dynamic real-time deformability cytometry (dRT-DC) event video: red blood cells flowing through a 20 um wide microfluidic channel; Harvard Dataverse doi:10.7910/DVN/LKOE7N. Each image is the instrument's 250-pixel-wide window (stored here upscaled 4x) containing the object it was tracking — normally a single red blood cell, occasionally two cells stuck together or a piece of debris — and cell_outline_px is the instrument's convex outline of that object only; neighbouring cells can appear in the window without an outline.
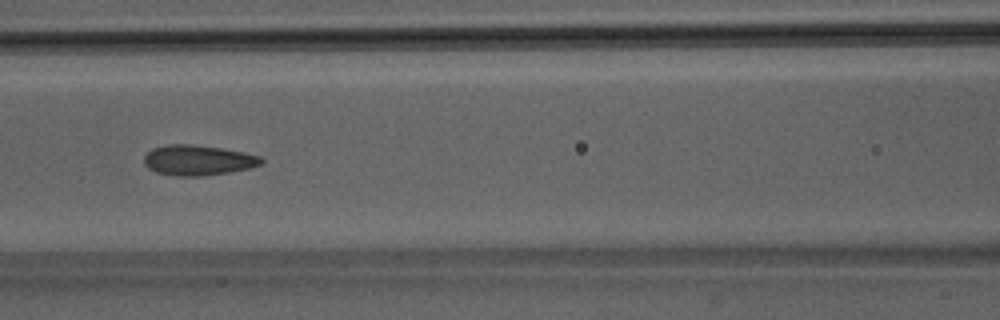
{"species": "Egyptian fruit bat (a non-hibernating species)", "species_latin": "Rousettus aegyptiacus", "temperature_condition": "room temperature", "stored_images_in_passage": 51, "camera_frame_rate_fps": 3000, "um_per_image_px": 0.085, "animal": {"sex": "male"}, "frame": {"image": 1, "passage_image": 23, "time_ms": 7.333, "image_size_px": [1000, 320], "cell_outline_px": [[264, 160], [260, 164], [248, 168], [228, 172], [204, 176], [176, 176], [156, 172], [148, 168], [144, 164], [144, 156], [152, 148], [168, 144], [188, 144], [220, 148], [244, 152], [260, 156]], "centroid_in_image_um": [16.8, 13.62], "position_along_channel_um": 149.8, "area_um2": 20.58}}
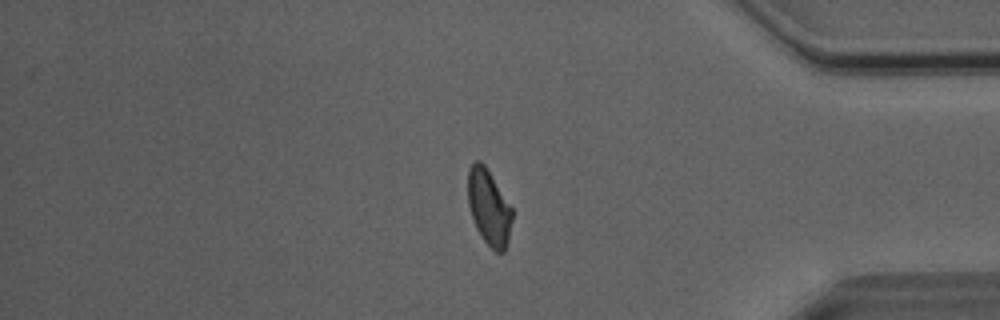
{"frame": {"image": 2, "passage_image": 43, "time_ms": 14.0, "image_size_px": [1000, 320], "cell_outline_px": [[512, 220], [508, 240], [504, 252], [496, 252], [484, 240], [476, 228], [468, 204], [468, 168], [476, 160], [480, 160], [484, 164], [512, 208]], "centroid_in_image_um": [41.55, 17.62], "position_along_channel_um": 393.7, "area_um2": 19.25}}
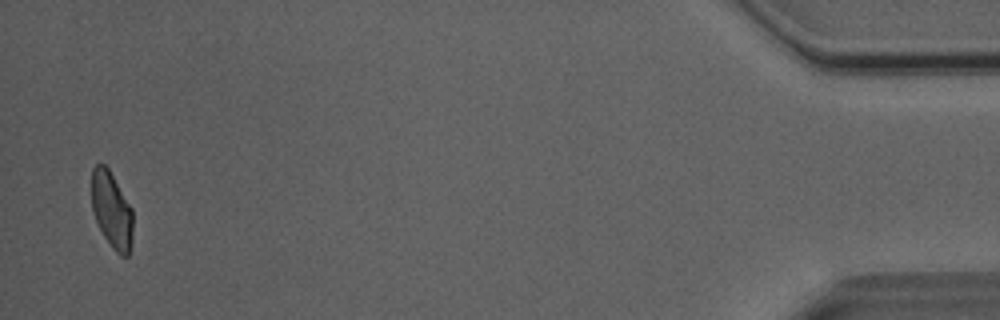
{"frame": {"image": 3, "passage_image": 50, "time_ms": 16.333, "image_size_px": [1000, 320], "cell_outline_px": [[132, 240], [128, 256], [120, 256], [112, 248], [104, 236], [96, 220], [92, 208], [92, 168], [96, 164], [104, 164], [108, 168], [132, 208]], "centroid_in_image_um": [9.5, 17.86], "position_along_channel_um": 425.7, "area_um2": 18.21}, "authors_computed_cell_mechanics": {"area_um2": 20.4034, "velocity_mm_per_s": 4.0435, "shape_relaxation_time_tau1_ms": 5.5328, "shape_relaxation_time_tau2_ms": 1.6052, "deformation_change_tau1": 0.1411, "deformation_change_tau2": 0.0713}}